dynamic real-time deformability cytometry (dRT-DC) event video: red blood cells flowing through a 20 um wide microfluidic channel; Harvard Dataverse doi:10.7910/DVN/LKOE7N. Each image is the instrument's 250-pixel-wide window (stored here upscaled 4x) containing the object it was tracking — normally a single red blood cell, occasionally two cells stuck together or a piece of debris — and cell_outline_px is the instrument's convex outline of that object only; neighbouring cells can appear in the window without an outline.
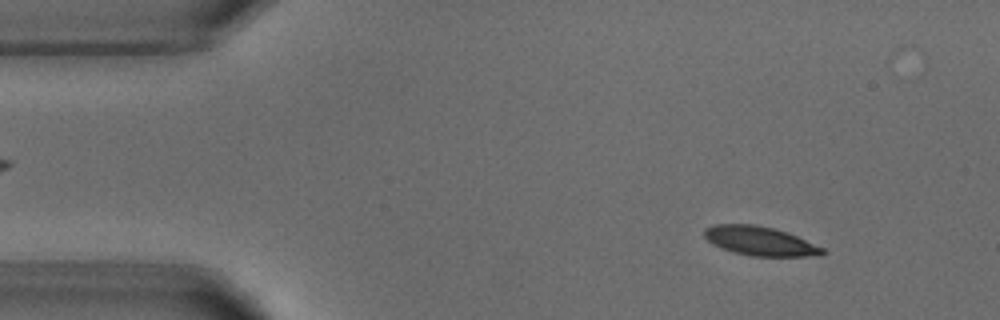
{"species": "common noctule bat (a hibernating species)", "species_latin": "Nyctalus noctula", "temperature_condition": "warm", "stored_images_in_passage": 4, "camera_frame_rate_fps": 3000, "um_per_image_px": 0.085, "animal": {"sex": "male", "body_mass_g": 18.8}, "frame": {"image": 1, "passage_image": 1, "time_ms": 0.0, "image_size_px": [1000, 320], "cell_outline_px": [[828, 252], [820, 256], [752, 256], [736, 252], [712, 244], [704, 236], [704, 228], [712, 224], [756, 224], [788, 232], [824, 248]], "centroid_in_image_um": [64.63, 20.48], "position_along_channel_um": 20.4, "area_um2": 20.06}}
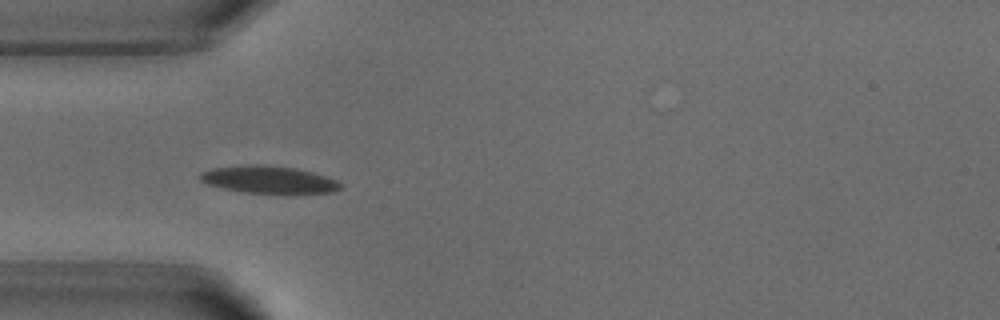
{"frame": {"image": 2, "passage_image": 3, "time_ms": 3.0, "image_size_px": [1000, 320], "cell_outline_px": [[344, 188], [332, 192], [296, 196], [288, 196], [244, 192], [224, 188], [208, 184], [200, 180], [200, 172], [212, 168], [256, 164], [264, 164], [296, 168], [312, 172], [336, 180], [344, 184]], "centroid_in_image_um": [22.96, 15.32], "position_along_channel_um": 62.0, "area_um2": 23.35}}